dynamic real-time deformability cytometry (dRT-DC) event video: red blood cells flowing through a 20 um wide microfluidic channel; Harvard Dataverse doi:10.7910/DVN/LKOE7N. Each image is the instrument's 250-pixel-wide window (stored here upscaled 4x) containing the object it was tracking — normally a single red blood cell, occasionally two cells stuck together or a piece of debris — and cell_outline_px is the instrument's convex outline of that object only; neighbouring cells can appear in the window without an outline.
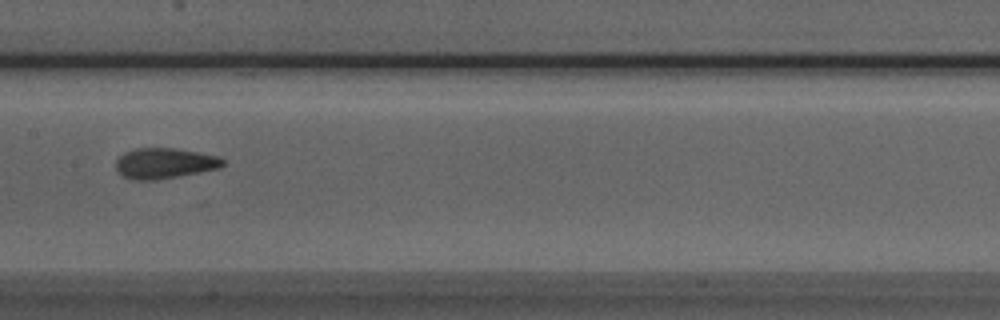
{"species": "Egyptian fruit bat (a non-hibernating species)", "species_latin": "Rousettus aegyptiacus", "temperature_condition": "room temperature", "stored_images_in_passage": 5, "camera_frame_rate_fps": 3000, "um_per_image_px": 0.085, "animal": {"sex": "male"}, "frame": {"image": 1, "passage_image": 5, "time_ms": 1.333, "image_size_px": [1000, 320], "cell_outline_px": [[224, 164], [220, 168], [200, 172], [156, 180], [132, 180], [124, 176], [116, 168], [116, 160], [124, 152], [136, 148], [172, 148], [220, 156], [224, 160]], "centroid_in_image_um": [13.99, 13.88], "position_along_channel_um": 193.4, "area_um2": 18.96}}